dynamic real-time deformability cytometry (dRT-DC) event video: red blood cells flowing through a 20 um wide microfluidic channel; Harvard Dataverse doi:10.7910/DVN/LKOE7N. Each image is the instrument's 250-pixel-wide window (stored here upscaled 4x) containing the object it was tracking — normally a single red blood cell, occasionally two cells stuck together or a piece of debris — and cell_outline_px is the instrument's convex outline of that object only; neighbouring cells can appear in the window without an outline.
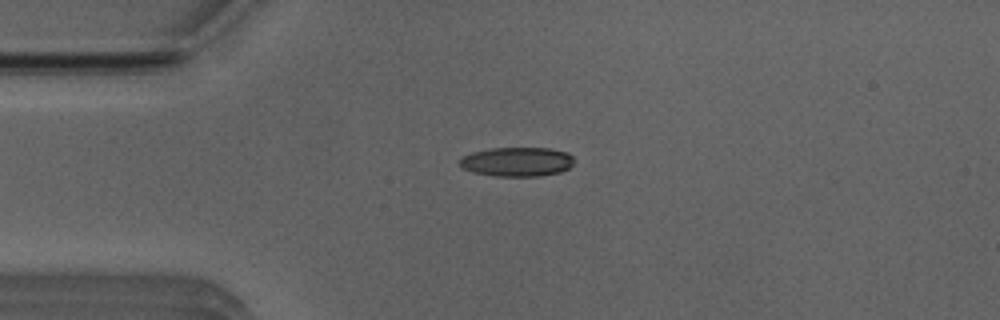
{"species": "Egyptian fruit bat (a non-hibernating species)", "species_latin": "Rousettus aegyptiacus", "temperature_condition": "room temperature", "stored_images_in_passage": 38, "camera_frame_rate_fps": 3000, "um_per_image_px": 0.085, "animal": {"sex": "male"}, "frame": {"image": 1, "passage_image": 1, "time_ms": 0.0, "image_size_px": [1000, 320], "cell_outline_px": [[572, 164], [568, 168], [560, 172], [540, 176], [496, 176], [472, 172], [464, 168], [460, 164], [460, 160], [464, 156], [472, 152], [492, 148], [548, 148], [568, 152], [572, 156]], "centroid_in_image_um": [43.96, 13.75], "position_along_channel_um": 41.0, "area_um2": 19.36}}
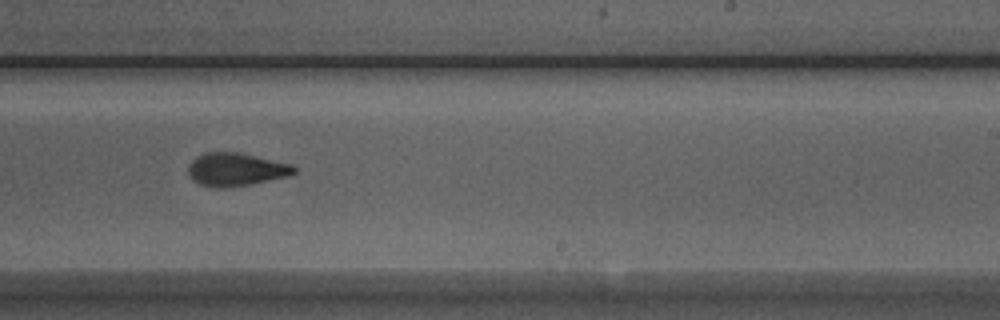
{"frame": {"image": 2, "passage_image": 20, "time_ms": 6.333, "image_size_px": [1000, 320], "cell_outline_px": [[296, 172], [292, 176], [248, 184], [224, 188], [216, 188], [200, 184], [192, 180], [188, 172], [188, 168], [192, 160], [196, 156], [204, 152], [240, 152], [292, 164], [296, 168]], "centroid_in_image_um": [20.07, 14.39], "position_along_channel_um": 268.9, "area_um2": 20.58}}
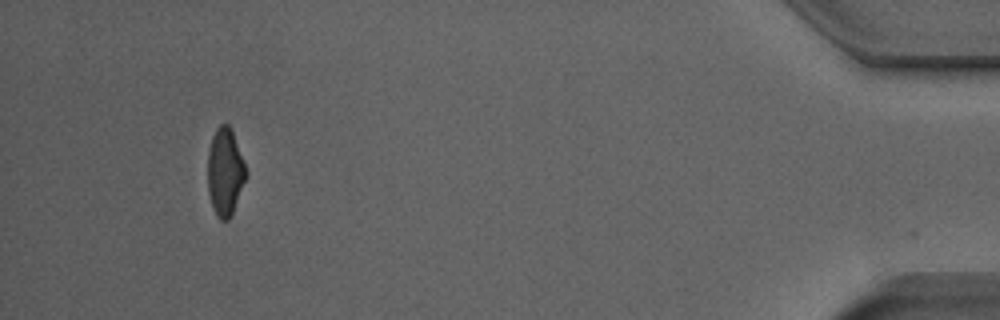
{"frame": {"image": 3, "passage_image": 37, "time_ms": 12.0, "image_size_px": [1000, 320], "cell_outline_px": [[248, 176], [232, 212], [228, 220], [220, 220], [216, 216], [212, 208], [208, 192], [208, 152], [212, 136], [216, 128], [220, 124], [228, 124], [232, 132], [248, 172]], "centroid_in_image_um": [19.13, 14.63], "position_along_channel_um": 416.1, "area_um2": 19.54}, "authors_computed_cell_mechanics": {"area_um2": 20.3456, "velocity_mm_per_s": 3.9443, "shape_relaxation_time_tau1_ms": 9.1596, "shape_relaxation_time_tau2_ms": 2.3934, "deformation_change_tau1": 0.2423, "deformation_change_tau2": 0.106}}